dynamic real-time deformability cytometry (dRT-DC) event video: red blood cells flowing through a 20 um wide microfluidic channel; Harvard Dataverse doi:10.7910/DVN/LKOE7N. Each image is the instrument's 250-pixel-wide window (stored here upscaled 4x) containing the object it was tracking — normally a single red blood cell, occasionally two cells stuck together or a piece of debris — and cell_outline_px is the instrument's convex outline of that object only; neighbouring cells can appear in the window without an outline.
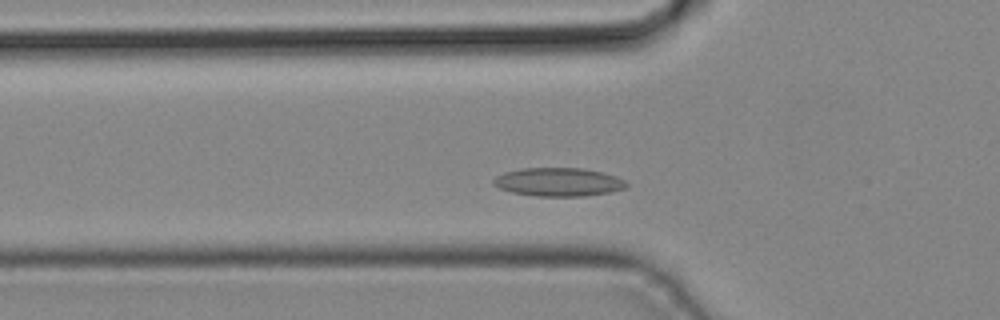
{"species": "common noctule bat (a hibernating species)", "species_latin": "Nyctalus noctula", "temperature_condition": "cold", "stored_images_in_passage": 32, "camera_frame_rate_fps": 3000, "um_per_image_px": 0.085, "animal": {"sex": "male", "body_mass_g": 19.2, "forearm_length_mm": 51.8}, "frame": {"image": 1, "passage_image": 8, "time_ms": 2.333, "image_size_px": [1000, 320], "cell_outline_px": [[628, 184], [624, 188], [612, 192], [584, 196], [536, 196], [512, 192], [500, 188], [492, 184], [492, 180], [496, 176], [504, 172], [520, 168], [584, 168], [604, 172], [616, 176], [624, 180]], "centroid_in_image_um": [47.47, 15.46], "position_along_channel_um": 78.3, "area_um2": 22.2}}
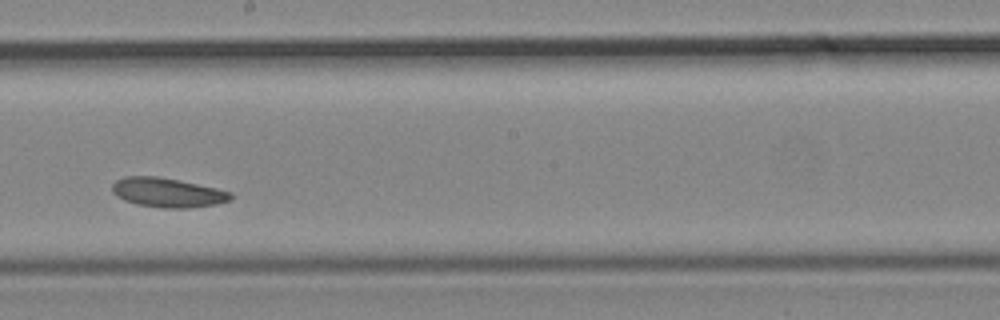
{"frame": {"image": 2, "passage_image": 18, "time_ms": 5.667, "image_size_px": [1000, 320], "cell_outline_px": [[232, 200], [216, 204], [188, 208], [160, 208], [136, 204], [124, 200], [116, 196], [112, 192], [112, 184], [116, 180], [124, 176], [156, 176], [180, 180], [216, 188], [232, 192]], "centroid_in_image_um": [14.23, 16.37], "position_along_channel_um": 234.0, "area_um2": 20.46}}
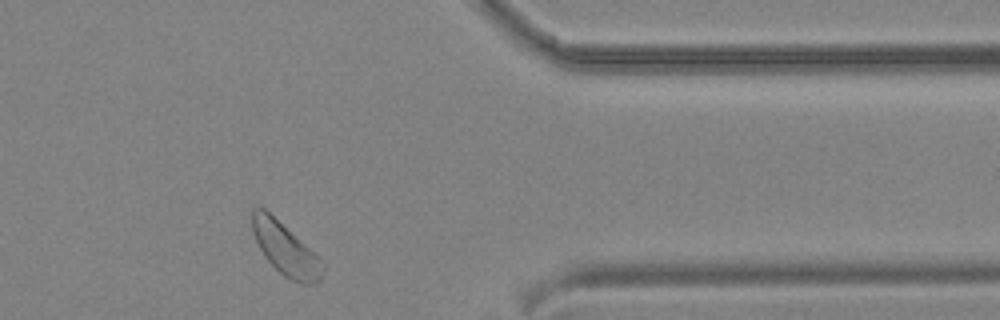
{"frame": {"image": 3, "passage_image": 29, "time_ms": 9.333, "image_size_px": [1000, 320], "cell_outline_px": [[324, 272], [320, 280], [316, 284], [304, 284], [292, 280], [284, 276], [264, 256], [252, 232], [252, 208], [264, 208], [304, 244], [324, 264]], "centroid_in_image_um": [24.25, 21.2], "position_along_channel_um": 387.1, "area_um2": 20.81}}